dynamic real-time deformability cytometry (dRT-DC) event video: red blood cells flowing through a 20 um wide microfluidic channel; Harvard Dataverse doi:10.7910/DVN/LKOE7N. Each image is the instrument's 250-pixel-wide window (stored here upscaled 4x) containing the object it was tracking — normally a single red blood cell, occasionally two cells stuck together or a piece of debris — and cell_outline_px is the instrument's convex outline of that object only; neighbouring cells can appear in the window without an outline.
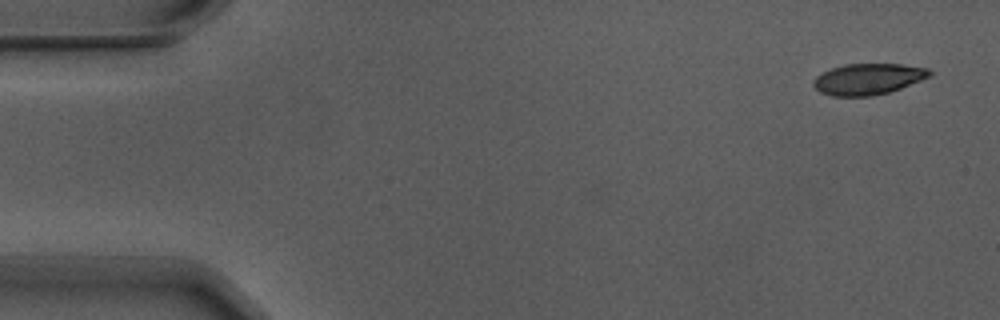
{"species": "Egyptian fruit bat (a non-hibernating species)", "species_latin": "Rousettus aegyptiacus", "temperature_condition": "warm", "stored_images_in_passage": 5, "camera_frame_rate_fps": 3000, "um_per_image_px": 0.085, "animal": {"sex": "male"}, "frame": {"image": 1, "passage_image": 1, "time_ms": 0.0, "image_size_px": [1000, 320], "cell_outline_px": [[932, 76], [900, 88], [888, 92], [872, 96], [832, 96], [820, 92], [812, 84], [812, 80], [816, 76], [832, 68], [844, 64], [900, 64], [928, 68], [932, 72]], "centroid_in_image_um": [73.78, 6.72], "position_along_channel_um": 11.2, "area_um2": 21.04}}
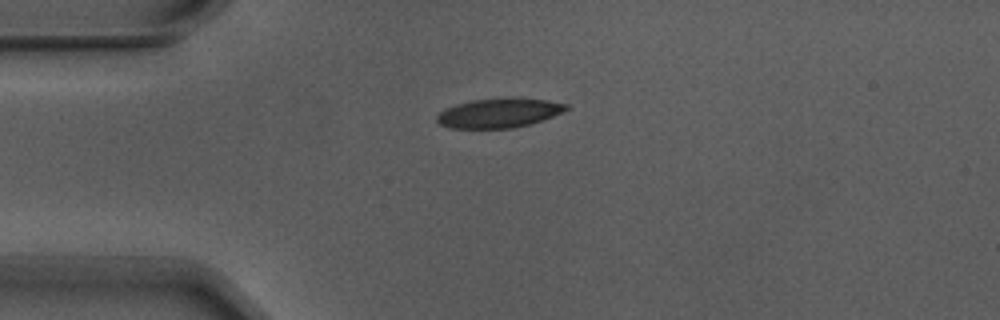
{"frame": {"image": 2, "passage_image": 4, "time_ms": 1.0, "image_size_px": [1000, 320], "cell_outline_px": [[572, 108], [544, 120], [532, 124], [512, 128], [448, 128], [440, 124], [436, 120], [436, 116], [444, 108], [456, 104], [472, 100], [508, 96], [516, 96], [548, 100], [568, 104]], "centroid_in_image_um": [42.46, 9.58], "position_along_channel_um": 42.5, "area_um2": 22.89}}